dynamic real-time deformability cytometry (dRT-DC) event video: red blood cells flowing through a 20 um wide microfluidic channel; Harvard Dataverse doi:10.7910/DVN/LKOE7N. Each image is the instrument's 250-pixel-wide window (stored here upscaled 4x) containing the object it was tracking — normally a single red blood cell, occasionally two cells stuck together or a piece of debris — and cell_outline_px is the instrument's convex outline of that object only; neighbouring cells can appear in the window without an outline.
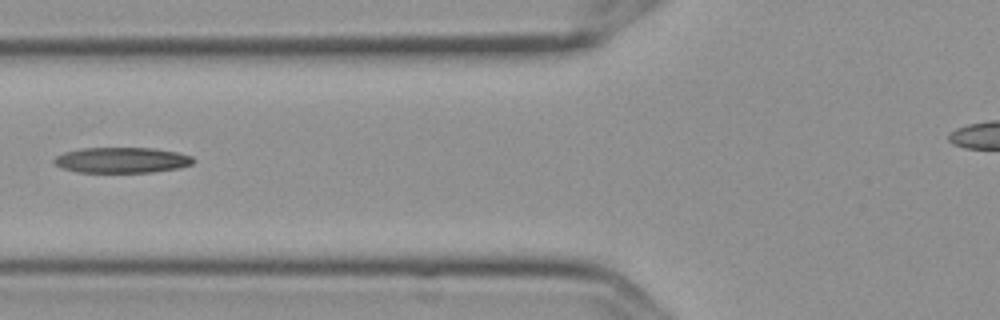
{"species": "Egyptian fruit bat (a non-hibernating species)", "species_latin": "Rousettus aegyptiacus", "temperature_condition": "cold", "stored_images_in_passage": 10, "camera_frame_rate_fps": 3000, "um_per_image_px": 0.085, "frame": {"image": 1, "passage_image": 7, "time_ms": 2.0, "image_size_px": [1000, 320], "cell_outline_px": [[196, 160], [192, 164], [180, 168], [152, 172], [76, 172], [64, 168], [56, 164], [52, 160], [56, 156], [64, 152], [80, 148], [152, 148], [180, 152], [192, 156]], "centroid_in_image_um": [10.39, 13.6], "position_along_channel_um": 115.4, "area_um2": 20.87}}
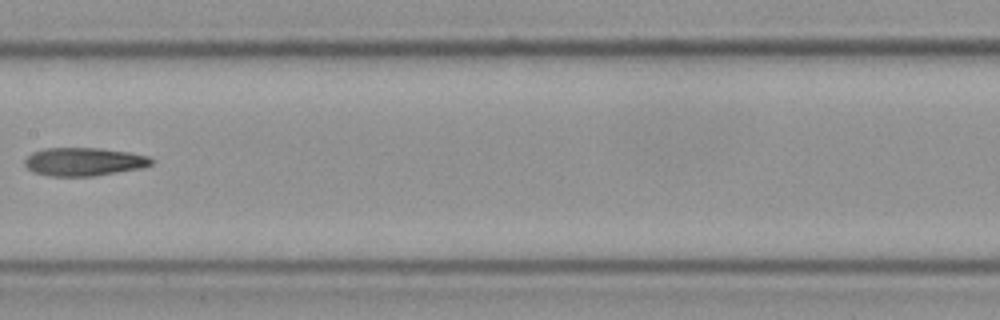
{"frame": {"image": 2, "passage_image": 9, "time_ms": 2.667, "image_size_px": [1000, 320], "cell_outline_px": [[152, 164], [140, 168], [92, 176], [48, 176], [32, 172], [24, 164], [24, 160], [32, 152], [44, 148], [96, 148], [128, 152], [148, 156], [152, 160]], "centroid_in_image_um": [7.07, 13.74], "position_along_channel_um": 200.3, "area_um2": 20.69}}
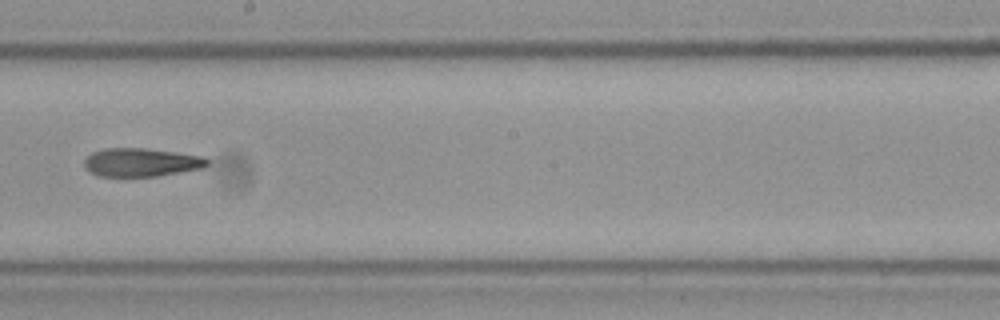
{"frame": {"image": 3, "passage_image": 10, "time_ms": 3.0, "image_size_px": [1000, 320], "cell_outline_px": [[208, 164], [204, 168], [156, 176], [96, 176], [88, 172], [84, 168], [84, 160], [92, 152], [104, 148], [144, 148], [200, 156], [208, 160]], "centroid_in_image_um": [11.93, 13.81], "position_along_channel_um": 236.3, "area_um2": 20.29}}